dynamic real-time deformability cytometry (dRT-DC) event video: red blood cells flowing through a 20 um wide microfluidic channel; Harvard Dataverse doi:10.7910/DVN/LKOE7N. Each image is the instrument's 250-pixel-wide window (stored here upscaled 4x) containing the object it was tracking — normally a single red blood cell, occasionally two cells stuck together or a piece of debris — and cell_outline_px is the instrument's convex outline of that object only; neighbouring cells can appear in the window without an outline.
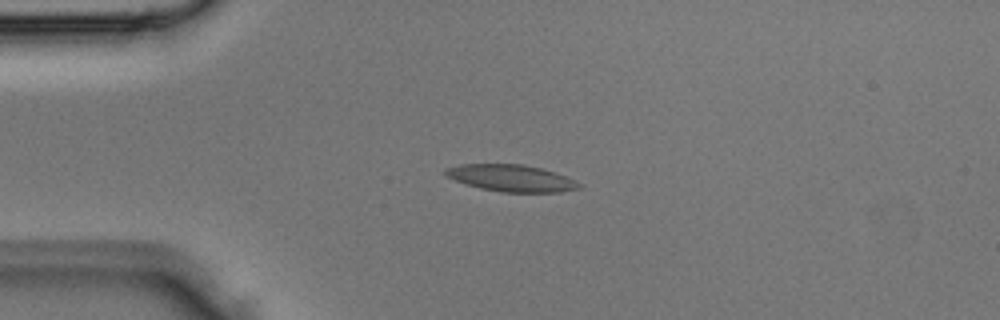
{"species": "Egyptian fruit bat (a non-hibernating species)", "species_latin": "Rousettus aegyptiacus", "temperature_condition": "room temperature", "stored_images_in_passage": 2, "camera_frame_rate_fps": 3000, "um_per_image_px": 0.085, "animal": {"sex": "male"}, "frame": {"image": 1, "passage_image": 2, "time_ms": 0.333, "image_size_px": [1000, 320], "cell_outline_px": [[584, 184], [580, 188], [560, 192], [500, 192], [480, 188], [444, 176], [444, 168], [460, 164], [520, 164], [540, 168], [556, 172]], "centroid_in_image_um": [43.46, 15.14], "position_along_channel_um": 41.5, "area_um2": 20.92}}